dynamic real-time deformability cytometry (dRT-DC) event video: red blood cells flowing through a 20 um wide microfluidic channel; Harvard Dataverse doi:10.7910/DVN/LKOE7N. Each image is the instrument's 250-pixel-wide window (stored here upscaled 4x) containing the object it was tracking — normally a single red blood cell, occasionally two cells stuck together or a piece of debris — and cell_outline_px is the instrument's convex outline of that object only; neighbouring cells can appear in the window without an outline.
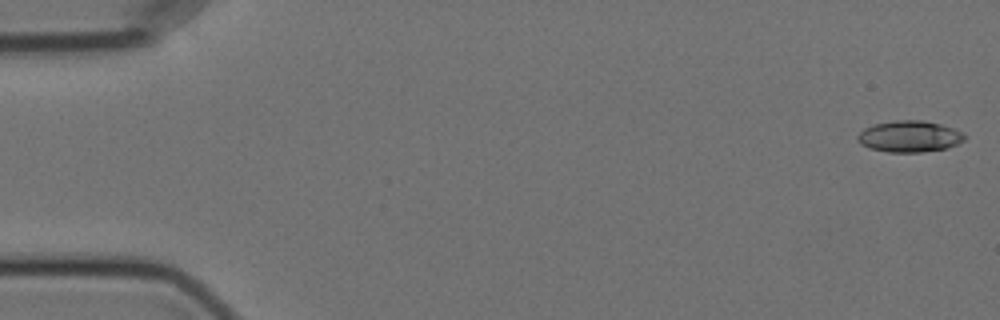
{"species": "Egyptian fruit bat (a non-hibernating species)", "species_latin": "Rousettus aegyptiacus", "temperature_condition": "cold", "stored_images_in_passage": 7, "camera_frame_rate_fps": 3000, "um_per_image_px": 0.085, "animal": {"sex": "female"}, "frame": {"image": 1, "passage_image": 1, "time_ms": 0.0, "image_size_px": [1000, 320], "cell_outline_px": [[968, 136], [964, 140], [956, 144], [944, 148], [920, 152], [888, 152], [868, 148], [860, 144], [856, 140], [856, 136], [864, 128], [872, 124], [896, 120], [924, 120], [940, 124], [964, 132]], "centroid_in_image_um": [77.27, 11.59], "position_along_channel_um": 7.7, "area_um2": 19.71}}